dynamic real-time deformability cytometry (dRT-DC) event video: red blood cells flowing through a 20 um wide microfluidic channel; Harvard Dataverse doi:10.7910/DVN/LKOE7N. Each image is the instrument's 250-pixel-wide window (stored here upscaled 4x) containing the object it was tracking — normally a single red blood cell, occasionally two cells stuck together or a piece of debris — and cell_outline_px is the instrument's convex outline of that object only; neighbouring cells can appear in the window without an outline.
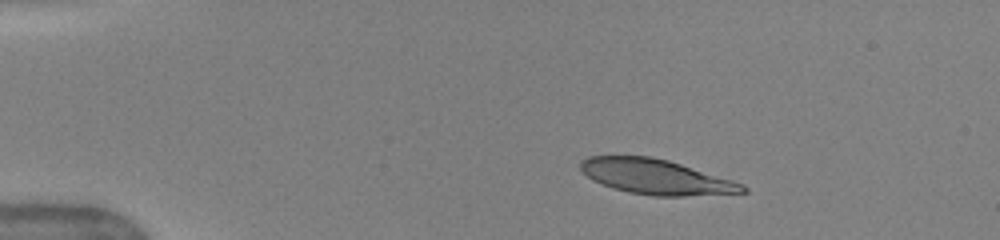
{"species": "human", "species_latin": "Homo sapiens", "temperature_condition": "warm", "stored_images_in_passage": 33, "camera_frame_rate_fps": 3000, "um_per_image_px": 0.085, "donor": {"sex": "female"}, "frame": {"image": 1, "passage_image": 1, "time_ms": 0.0, "image_size_px": [1000, 240], "cell_outline_px": [[748, 192], [684, 196], [652, 196], [628, 192], [612, 188], [600, 184], [592, 180], [580, 168], [580, 160], [588, 156], [648, 156], [668, 160], [732, 180], [744, 184], [748, 188]], "centroid_in_image_um": [55.74, 15.03], "position_along_channel_um": 29.3, "area_um2": 33.0}}
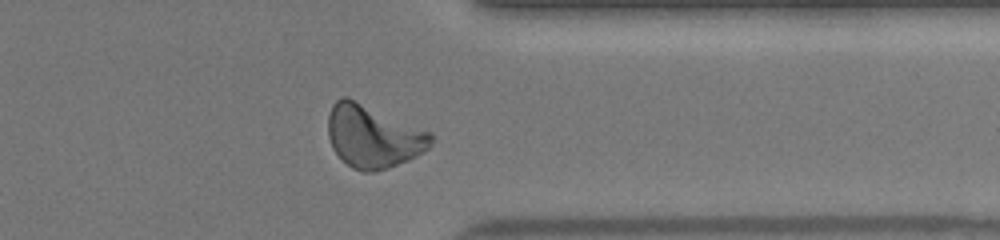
{"frame": {"image": 2, "passage_image": 22, "time_ms": 10.667, "image_size_px": [1000, 240], "cell_outline_px": [[432, 144], [428, 148], [416, 156], [408, 160], [388, 168], [376, 172], [364, 172], [352, 168], [332, 148], [328, 136], [328, 116], [332, 104], [336, 100], [344, 96], [348, 96], [432, 132]], "centroid_in_image_um": [31.71, 11.58], "position_along_channel_um": 379.7, "area_um2": 37.8}}
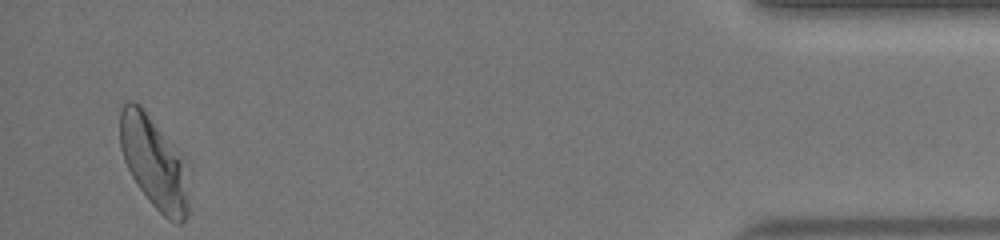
{"frame": {"image": 3, "passage_image": 30, "time_ms": 13.333, "image_size_px": [1000, 240], "cell_outline_px": [[188, 216], [180, 224], [176, 224], [168, 220], [152, 204], [140, 188], [132, 176], [124, 160], [120, 148], [120, 112], [124, 100], [132, 100], [140, 104], [188, 160]], "centroid_in_image_um": [13.13, 13.78], "position_along_channel_um": 422.1, "area_um2": 37.69}, "authors_computed_cell_mechanics": {"area_um2": 34.9112, "velocity_mm_per_s": 3.9985, "shape_relaxation_time_tau1_ms": 4.3331, "shape_relaxation_time_tau2_ms": 0.9272, "deformation_change_tau1": 0.1906, "deformation_change_tau2": 0.0647}}